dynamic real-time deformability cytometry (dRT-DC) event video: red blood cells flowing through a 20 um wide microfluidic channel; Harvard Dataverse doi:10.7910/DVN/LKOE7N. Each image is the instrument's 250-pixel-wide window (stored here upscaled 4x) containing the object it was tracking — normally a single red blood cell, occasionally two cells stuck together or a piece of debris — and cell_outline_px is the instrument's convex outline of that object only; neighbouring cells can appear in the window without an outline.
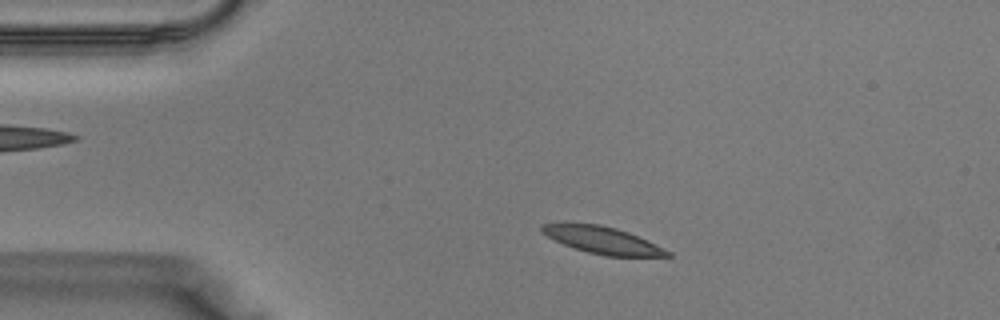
{"species": "Egyptian fruit bat (a non-hibernating species)", "species_latin": "Rousettus aegyptiacus", "temperature_condition": "warm", "stored_images_in_passage": 36, "camera_frame_rate_fps": 3000, "um_per_image_px": 0.085, "animal": {"sex": "male"}, "frame": {"image": 1, "passage_image": 5, "time_ms": 1.333, "image_size_px": [1000, 320], "cell_outline_px": [[672, 256], [604, 256], [588, 252], [564, 244], [548, 236], [540, 228], [540, 224], [560, 220], [564, 220], [600, 224], [616, 228], [628, 232], [672, 252]], "centroid_in_image_um": [51.12, 20.35], "position_along_channel_um": 33.9, "area_um2": 20.11}}
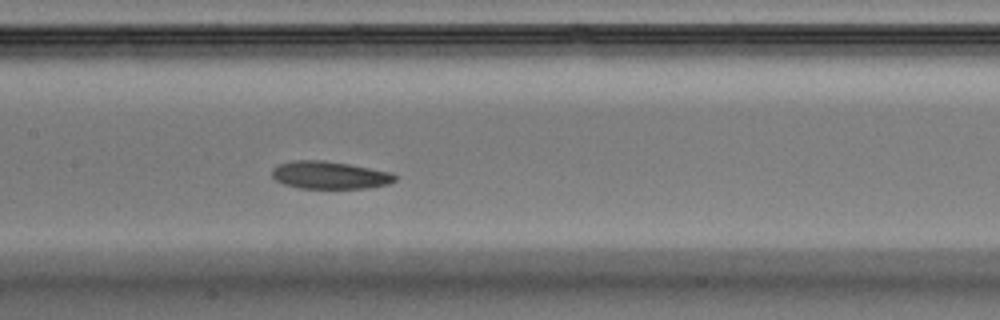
{"frame": {"image": 2, "passage_image": 16, "time_ms": 5.0, "image_size_px": [1000, 320], "cell_outline_px": [[396, 180], [388, 184], [368, 188], [300, 188], [284, 184], [276, 180], [272, 176], [272, 168], [276, 164], [292, 160], [324, 160], [348, 164], [392, 172], [396, 176]], "centroid_in_image_um": [28.0, 14.88], "position_along_channel_um": 179.4, "area_um2": 19.88}}
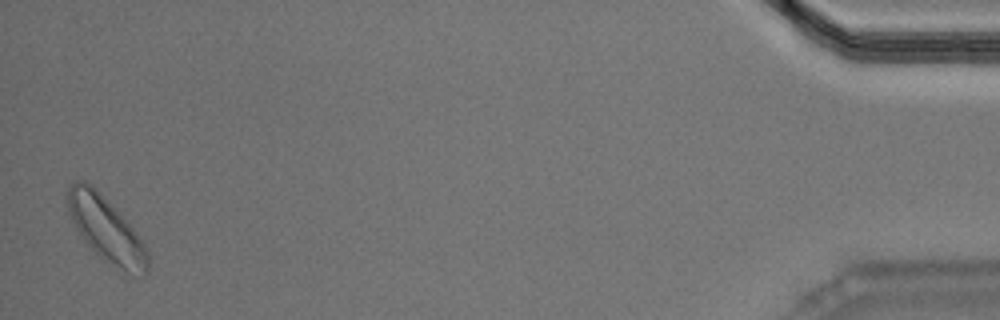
{"frame": {"image": 3, "passage_image": 36, "time_ms": 11.667, "image_size_px": [1000, 320], "cell_outline_px": [[148, 272], [144, 276], [128, 272], [100, 256], [84, 240], [76, 228], [68, 212], [68, 188], [76, 180], [84, 180], [132, 228], [144, 244], [148, 252]], "centroid_in_image_um": [9.02, 19.53], "position_along_channel_um": 426.2, "area_um2": 28.5}}